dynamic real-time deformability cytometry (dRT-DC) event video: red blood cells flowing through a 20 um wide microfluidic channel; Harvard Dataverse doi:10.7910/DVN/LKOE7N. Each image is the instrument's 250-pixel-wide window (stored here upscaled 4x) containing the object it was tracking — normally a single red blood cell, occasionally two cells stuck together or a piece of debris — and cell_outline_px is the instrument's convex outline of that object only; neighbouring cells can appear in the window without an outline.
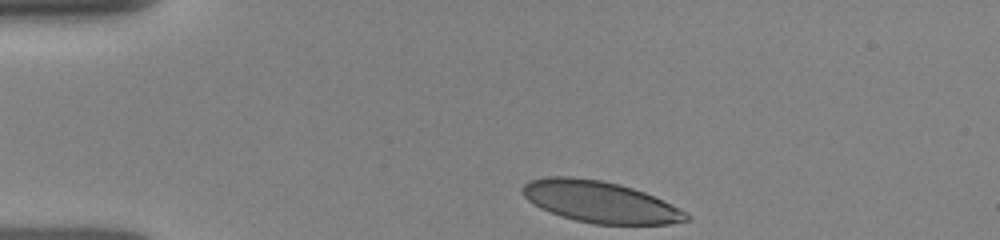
{"species": "human", "species_latin": "Homo sapiens", "temperature_condition": "room temperature", "stored_images_in_passage": 31, "camera_frame_rate_fps": 3000, "um_per_image_px": 0.085, "donor": {"sex": "female"}, "frame": {"image": 1, "passage_image": 1, "time_ms": 0.0, "image_size_px": [1000, 240], "cell_outline_px": [[692, 220], [668, 224], [592, 224], [560, 216], [540, 208], [528, 200], [524, 196], [524, 184], [528, 180], [548, 176], [568, 176], [600, 180], [632, 188], [644, 192], [688, 212], [692, 216]], "centroid_in_image_um": [51.02, 17.17], "position_along_channel_um": 34.0, "area_um2": 39.42}}
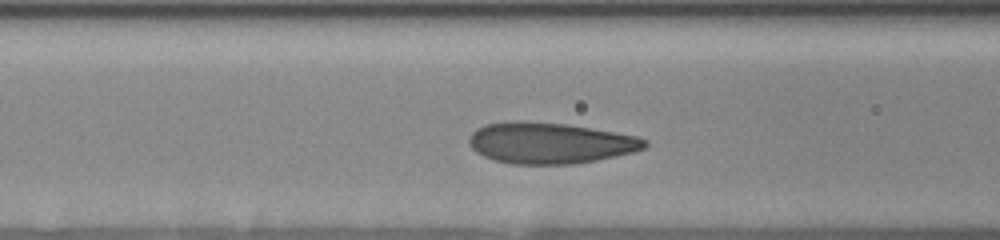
{"frame": {"image": 2, "passage_image": 22, "time_ms": 3.333, "image_size_px": [1000, 240], "cell_outline_px": [[648, 144], [644, 148], [632, 152], [596, 160], [572, 164], [512, 164], [496, 160], [484, 156], [476, 152], [468, 144], [468, 136], [476, 128], [484, 124], [508, 120], [524, 120], [564, 124], [636, 136], [648, 140]], "centroid_in_image_um": [46.67, 12.14], "position_along_channel_um": 119.9, "area_um2": 42.08}}
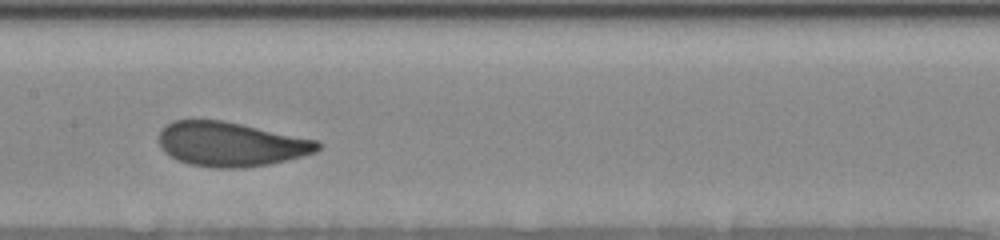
{"frame": {"image": 3, "passage_image": 30, "time_ms": 5.0, "image_size_px": [1000, 240], "cell_outline_px": [[324, 144], [316, 152], [268, 164], [240, 168], [212, 168], [188, 164], [176, 160], [164, 152], [160, 148], [160, 128], [164, 124], [172, 120], [224, 120], [316, 140]], "centroid_in_image_um": [19.57, 12.25], "position_along_channel_um": 187.8, "area_um2": 41.21}}